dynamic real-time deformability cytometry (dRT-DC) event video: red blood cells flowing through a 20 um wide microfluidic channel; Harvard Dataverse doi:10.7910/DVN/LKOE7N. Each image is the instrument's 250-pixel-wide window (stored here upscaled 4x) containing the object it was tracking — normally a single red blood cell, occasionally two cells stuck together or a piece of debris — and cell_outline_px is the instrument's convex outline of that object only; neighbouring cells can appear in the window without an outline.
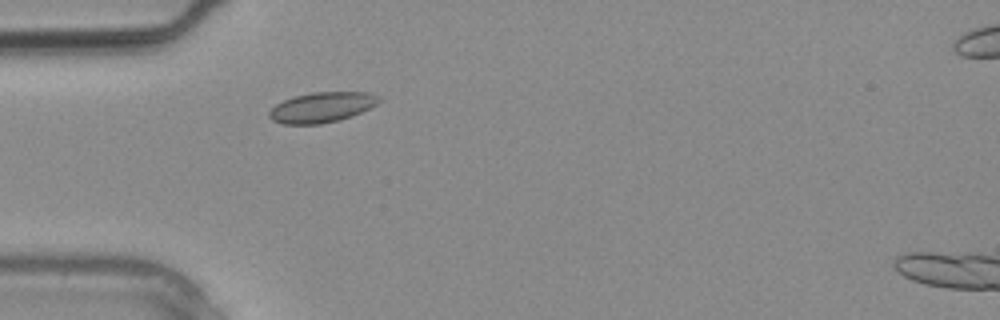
{"species": "common noctule bat (a hibernating species)", "species_latin": "Nyctalus noctula", "temperature_condition": "warm", "stored_images_in_passage": 4, "camera_frame_rate_fps": 3000, "um_per_image_px": 0.085, "animal": {"sex": "male", "body_mass_g": 20.4}, "frame": {"image": 1, "passage_image": 3, "time_ms": 0.667, "image_size_px": [1000, 320], "cell_outline_px": [[380, 100], [376, 104], [352, 116], [340, 120], [320, 124], [280, 124], [272, 120], [268, 116], [268, 112], [276, 104], [284, 100], [296, 96], [312, 92], [368, 92], [380, 96]], "centroid_in_image_um": [27.33, 9.12], "position_along_channel_um": 57.7, "area_um2": 19.31}}